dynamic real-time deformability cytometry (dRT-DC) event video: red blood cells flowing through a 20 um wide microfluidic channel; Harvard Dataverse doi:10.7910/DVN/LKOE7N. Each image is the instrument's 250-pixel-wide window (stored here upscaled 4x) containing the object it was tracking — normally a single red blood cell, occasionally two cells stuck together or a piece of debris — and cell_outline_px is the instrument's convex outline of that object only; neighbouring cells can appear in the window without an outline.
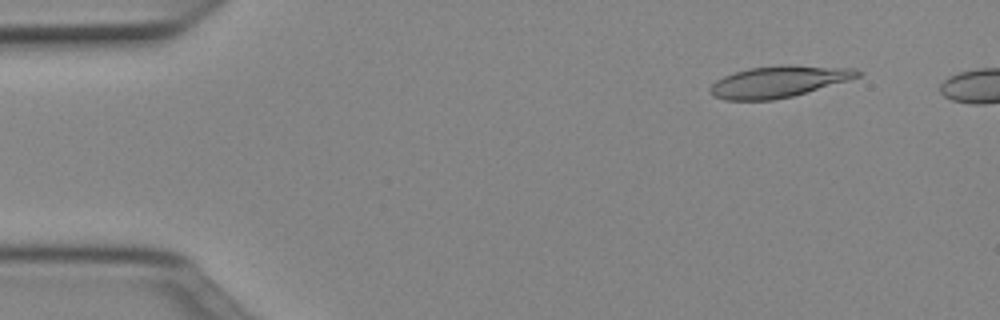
{"species": "Egyptian fruit bat (a non-hibernating species)", "species_latin": "Rousettus aegyptiacus", "temperature_condition": "cold", "stored_images_in_passage": 27, "camera_frame_rate_fps": 3000, "um_per_image_px": 0.085, "animal": {"sex": "female"}, "frame": {"image": 1, "passage_image": 1, "time_ms": 0.0, "image_size_px": [1000, 320], "cell_outline_px": [[864, 72], [860, 76], [848, 80], [792, 96], [772, 100], [724, 100], [712, 96], [708, 92], [708, 88], [716, 80], [724, 76], [748, 68], [780, 64], [788, 64], [856, 68]], "centroid_in_image_um": [66.17, 6.92], "position_along_channel_um": 18.8, "area_um2": 27.28}}
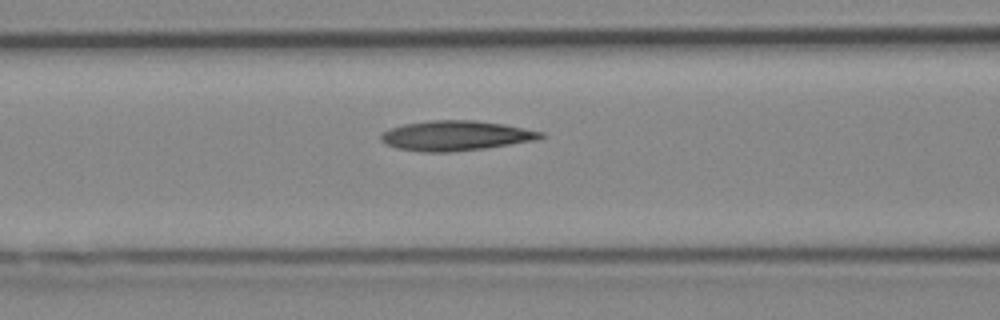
{"frame": {"image": 2, "passage_image": 16, "time_ms": 5.0, "image_size_px": [1000, 320], "cell_outline_px": [[544, 136], [536, 140], [484, 148], [452, 152], [424, 152], [396, 148], [380, 140], [380, 136], [384, 132], [392, 128], [404, 124], [432, 120], [476, 120], [504, 124], [544, 132]], "centroid_in_image_um": [38.75, 11.53], "position_along_channel_um": 127.8, "area_um2": 27.69}}
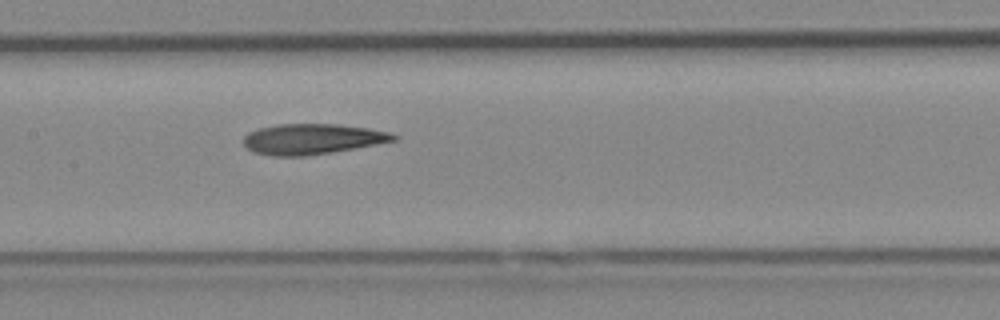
{"frame": {"image": 3, "passage_image": 20, "time_ms": 6.333, "image_size_px": [1000, 320], "cell_outline_px": [[400, 136], [396, 140], [376, 144], [332, 152], [304, 156], [272, 156], [252, 152], [244, 144], [244, 136], [248, 132], [260, 128], [276, 124], [336, 124], [368, 128], [388, 132]], "centroid_in_image_um": [26.52, 11.82], "position_along_channel_um": 180.9, "area_um2": 26.59}}